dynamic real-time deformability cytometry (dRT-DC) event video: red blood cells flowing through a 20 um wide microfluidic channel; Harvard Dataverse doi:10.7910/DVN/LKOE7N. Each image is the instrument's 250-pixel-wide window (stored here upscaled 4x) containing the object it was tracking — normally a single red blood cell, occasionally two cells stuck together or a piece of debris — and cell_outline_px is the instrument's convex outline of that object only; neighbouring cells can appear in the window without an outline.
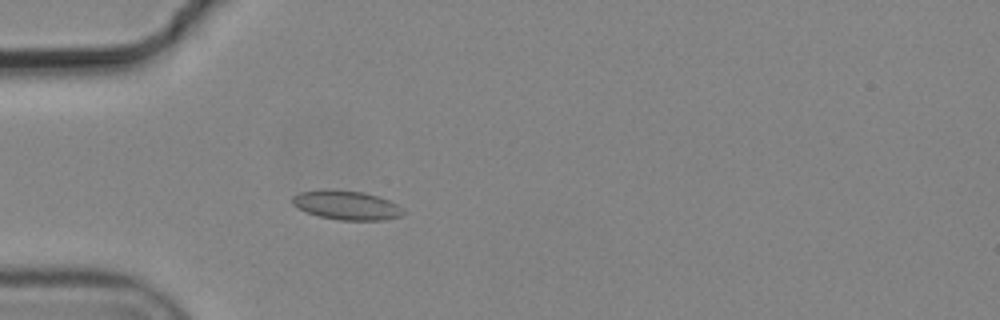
{"species": "common noctule bat (a hibernating species)", "species_latin": "Nyctalus noctula", "temperature_condition": "cold", "stored_images_in_passage": 1, "camera_frame_rate_fps": 3000, "um_per_image_px": 0.085, "animal": {"sex": "male", "body_mass_g": 19.2, "forearm_length_mm": 51.8}, "frame": {"image": 1, "passage_image": 1, "time_ms": 0.0, "image_size_px": [1000, 320], "cell_outline_px": [[404, 212], [400, 216], [384, 220], [340, 220], [320, 216], [308, 212], [292, 204], [292, 196], [300, 192], [324, 188], [328, 188], [364, 192], [388, 200], [396, 204]], "centroid_in_image_um": [29.42, 17.42], "position_along_channel_um": 55.6, "area_um2": 18.73}}